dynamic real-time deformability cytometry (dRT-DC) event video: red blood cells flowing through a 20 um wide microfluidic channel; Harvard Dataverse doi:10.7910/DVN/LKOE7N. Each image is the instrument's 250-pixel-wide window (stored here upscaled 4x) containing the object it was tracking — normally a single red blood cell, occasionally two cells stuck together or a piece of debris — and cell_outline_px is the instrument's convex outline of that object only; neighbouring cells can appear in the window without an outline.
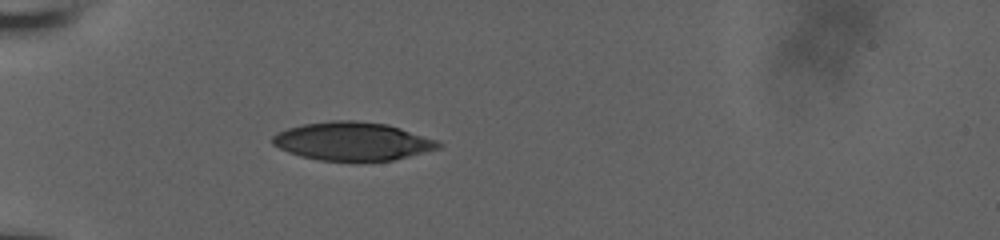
{"species": "human", "species_latin": "Homo sapiens", "temperature_condition": "room temperature", "stored_images_in_passage": 38, "camera_frame_rate_fps": 3000, "um_per_image_px": 0.085, "donor": {"sex": "male"}, "frame": {"image": 1, "passage_image": 1, "time_ms": 0.0, "image_size_px": [1000, 240], "cell_outline_px": [[444, 144], [440, 148], [392, 160], [320, 160], [300, 156], [288, 152], [272, 144], [272, 136], [276, 132], [288, 128], [304, 124], [332, 120], [356, 120], [388, 124], [436, 140]], "centroid_in_image_um": [29.94, 11.99], "position_along_channel_um": 55.1, "area_um2": 36.76}}
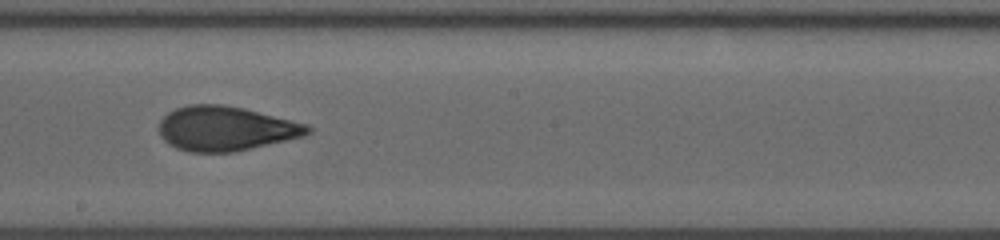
{"frame": {"image": 2, "passage_image": 16, "time_ms": 5.0, "image_size_px": [1000, 240], "cell_outline_px": [[312, 132], [304, 136], [232, 152], [188, 152], [176, 148], [168, 144], [160, 136], [160, 120], [168, 112], [176, 108], [188, 104], [224, 104], [244, 108], [308, 124], [312, 128]], "centroid_in_image_um": [19.17, 10.92], "position_along_channel_um": 229.0, "area_um2": 38.61}}
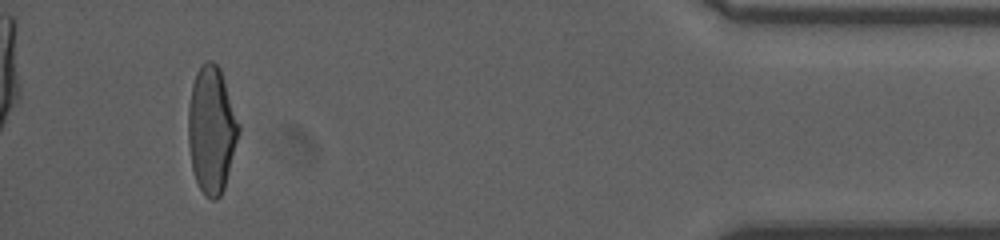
{"frame": {"image": 3, "passage_image": 35, "time_ms": 11.333, "image_size_px": [1000, 240], "cell_outline_px": [[240, 132], [224, 188], [220, 196], [216, 200], [212, 200], [204, 196], [196, 180], [192, 168], [188, 144], [188, 108], [192, 84], [196, 72], [200, 64], [208, 60], [212, 60], [220, 68], [240, 124]], "centroid_in_image_um": [17.98, 11.02], "position_along_channel_um": 417.2, "area_um2": 37.51}, "authors_computed_cell_mechanics": {"area_um2": 38.148, "velocity_mm_per_s": 3.8707, "shape_relaxation_time_tau1_ms": 8.8791, "shape_relaxation_time_tau2_ms": 1.2937, "deformation_change_tau1": 0.2451, "deformation_change_tau2": 0.0816}}